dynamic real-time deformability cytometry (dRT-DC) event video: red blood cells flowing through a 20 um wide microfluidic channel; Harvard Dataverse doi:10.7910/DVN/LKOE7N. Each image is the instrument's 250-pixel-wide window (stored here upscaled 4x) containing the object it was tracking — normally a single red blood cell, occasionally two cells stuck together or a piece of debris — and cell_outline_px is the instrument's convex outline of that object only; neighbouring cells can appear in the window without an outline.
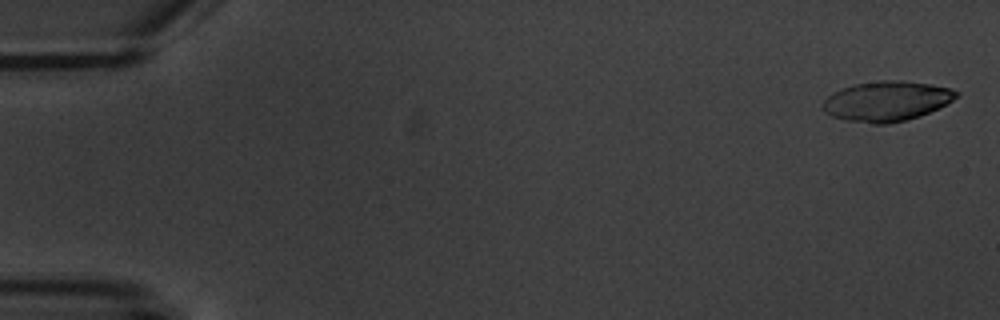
{"species": "common noctule bat (a hibernating species)", "species_latin": "Nyctalus noctula", "temperature_condition": "warm", "stored_images_in_passage": 5, "camera_frame_rate_fps": 3000, "um_per_image_px": 0.085, "animal": {"sex": "male", "body_mass_g": 20.1, "forearm_length_mm": 53.5}, "frame": {"image": 1, "passage_image": 1, "time_ms": 0.0, "image_size_px": [1000, 320], "cell_outline_px": [[960, 92], [952, 100], [920, 116], [888, 124], [872, 124], [848, 120], [832, 116], [824, 112], [820, 108], [820, 104], [832, 92], [840, 88], [856, 84], [880, 80], [900, 80], [932, 84], [948, 88]], "centroid_in_image_um": [75.3, 8.59], "position_along_channel_um": 9.7, "area_um2": 31.04}}